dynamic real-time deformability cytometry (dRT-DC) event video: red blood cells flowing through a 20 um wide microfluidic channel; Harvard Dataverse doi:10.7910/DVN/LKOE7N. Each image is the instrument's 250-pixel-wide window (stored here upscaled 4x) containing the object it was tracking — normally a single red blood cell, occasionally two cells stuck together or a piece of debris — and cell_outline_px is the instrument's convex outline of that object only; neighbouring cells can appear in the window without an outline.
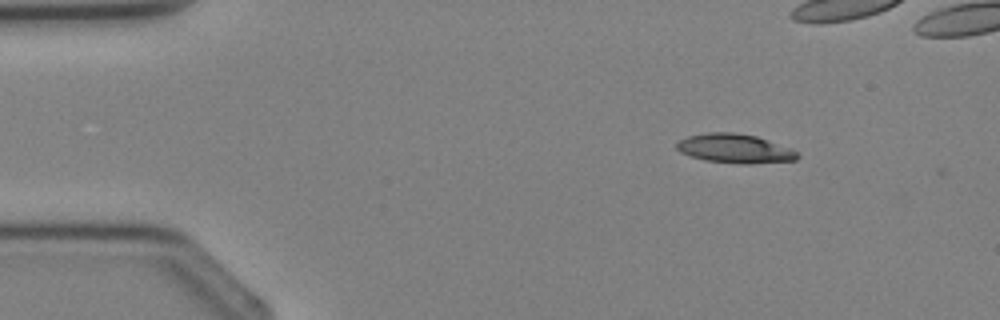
{"species": "Egyptian fruit bat (a non-hibernating species)", "species_latin": "Rousettus aegyptiacus", "temperature_condition": "cold", "stored_images_in_passage": 4, "camera_frame_rate_fps": 3000, "um_per_image_px": 0.085, "animal": {"sex": "female"}, "frame": {"image": 1, "passage_image": 1, "time_ms": 0.0, "image_size_px": [1000, 320], "cell_outline_px": [[800, 156], [796, 160], [748, 164], [740, 164], [708, 160], [692, 156], [680, 152], [676, 148], [676, 144], [680, 140], [688, 136], [708, 132], [732, 132], [756, 136], [788, 148], [796, 152]], "centroid_in_image_um": [62.44, 12.62], "position_along_channel_um": 22.6, "area_um2": 20.11}}
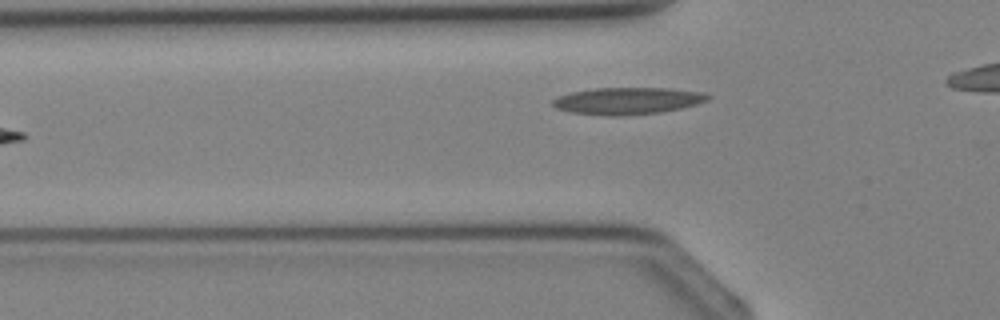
{"frame": {"image": 2, "passage_image": 4, "time_ms": 3.333, "image_size_px": [1000, 320], "cell_outline_px": [[712, 96], [708, 100], [696, 104], [680, 108], [660, 112], [620, 116], [608, 116], [568, 112], [556, 108], [552, 104], [552, 100], [556, 96], [572, 92], [596, 88], [668, 88], [704, 92]], "centroid_in_image_um": [53.32, 8.57], "position_along_channel_um": 72.5, "area_um2": 24.45}}